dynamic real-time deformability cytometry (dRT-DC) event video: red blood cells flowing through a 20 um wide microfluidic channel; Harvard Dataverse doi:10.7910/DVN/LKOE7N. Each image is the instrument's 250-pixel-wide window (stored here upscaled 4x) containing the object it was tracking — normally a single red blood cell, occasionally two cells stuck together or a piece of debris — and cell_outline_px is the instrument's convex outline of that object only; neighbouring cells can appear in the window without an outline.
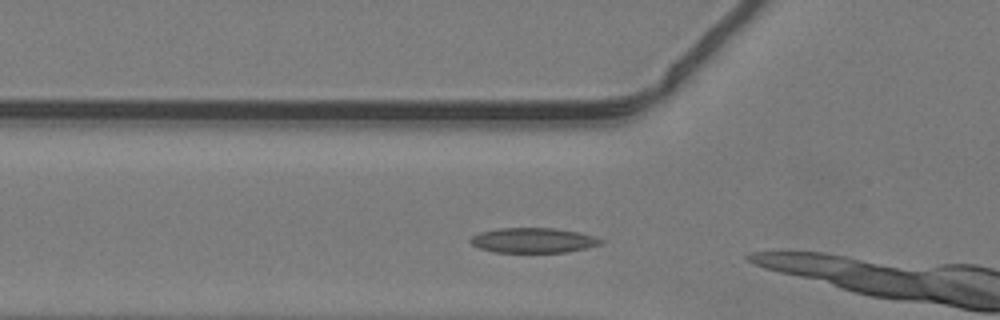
{"species": "common noctule bat (a hibernating species)", "species_latin": "Nyctalus noctula", "temperature_condition": "warm", "stored_images_in_passage": 4, "camera_frame_rate_fps": 3000, "um_per_image_px": 0.085, "animal": {"sex": "male", "body_mass_g": 19.2, "forearm_length_mm": 51.8}, "frame": {"image": 1, "passage_image": 3, "time_ms": 0.667, "image_size_px": [1000, 320], "cell_outline_px": [[604, 244], [588, 248], [568, 252], [496, 252], [480, 248], [472, 244], [468, 240], [472, 236], [480, 232], [500, 228], [552, 228], [576, 232], [592, 236], [604, 240]], "centroid_in_image_um": [45.34, 20.43], "position_along_channel_um": 80.5, "area_um2": 18.9}}